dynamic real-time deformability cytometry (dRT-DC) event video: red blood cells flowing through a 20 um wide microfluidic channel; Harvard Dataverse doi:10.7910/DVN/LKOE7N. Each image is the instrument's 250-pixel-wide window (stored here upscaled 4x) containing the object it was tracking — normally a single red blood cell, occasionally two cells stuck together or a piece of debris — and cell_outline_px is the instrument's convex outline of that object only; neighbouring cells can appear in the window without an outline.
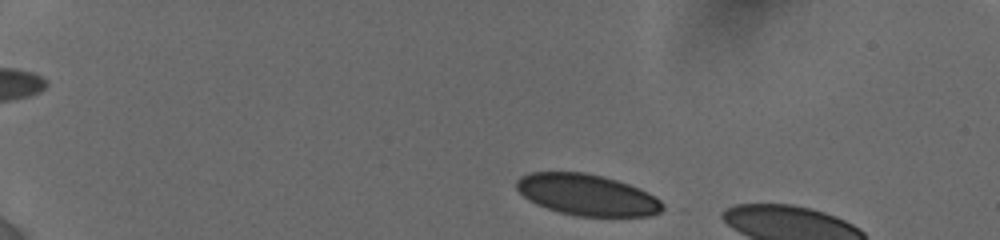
{"species": "human", "species_latin": "Homo sapiens", "temperature_condition": "cold", "stored_images_in_passage": 20, "camera_frame_rate_fps": 3000, "um_per_image_px": 0.085, "donor": {"sex": "female"}, "frame": {"image": 1, "passage_image": 3, "time_ms": 0.333, "image_size_px": [1000, 240], "cell_outline_px": [[668, 208], [652, 216], [576, 216], [560, 212], [536, 204], [528, 200], [516, 188], [516, 180], [520, 176], [532, 172], [584, 172], [604, 176], [640, 188], [648, 192], [660, 200]], "centroid_in_image_um": [49.93, 16.56], "position_along_channel_um": 35.1, "area_um2": 35.32}}